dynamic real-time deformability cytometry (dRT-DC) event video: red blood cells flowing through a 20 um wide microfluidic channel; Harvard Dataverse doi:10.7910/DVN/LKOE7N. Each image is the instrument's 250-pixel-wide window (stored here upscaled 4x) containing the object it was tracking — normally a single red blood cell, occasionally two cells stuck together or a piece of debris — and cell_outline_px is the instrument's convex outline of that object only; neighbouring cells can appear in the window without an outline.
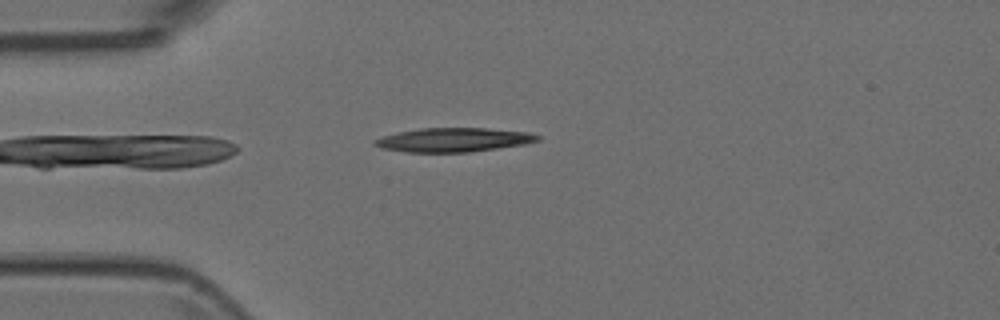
{"species": "Egyptian fruit bat (a non-hibernating species)", "species_latin": "Rousettus aegyptiacus", "temperature_condition": "room temperature", "stored_images_in_passage": 7, "camera_frame_rate_fps": 3000, "um_per_image_px": 0.085, "animal": {"sex": "female"}, "frame": {"image": 1, "passage_image": 3, "time_ms": 0.667, "image_size_px": [1000, 320], "cell_outline_px": [[540, 140], [524, 144], [468, 152], [404, 152], [380, 148], [372, 144], [372, 140], [380, 136], [396, 132], [420, 128], [488, 128], [528, 132], [540, 136]], "centroid_in_image_um": [38.47, 11.88], "position_along_channel_um": 46.5, "area_um2": 22.95}}
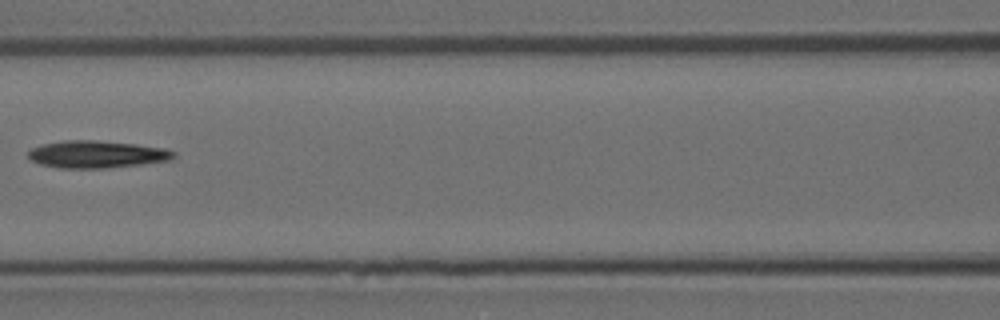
{"frame": {"image": 2, "passage_image": 6, "time_ms": 1.667, "image_size_px": [1000, 320], "cell_outline_px": [[176, 156], [168, 160], [140, 164], [108, 168], [60, 168], [40, 164], [32, 160], [28, 156], [28, 152], [32, 148], [44, 144], [64, 140], [96, 140], [136, 144], [164, 148], [176, 152]], "centroid_in_image_um": [8.22, 13.11], "position_along_channel_um": 158.4, "area_um2": 23.0}}
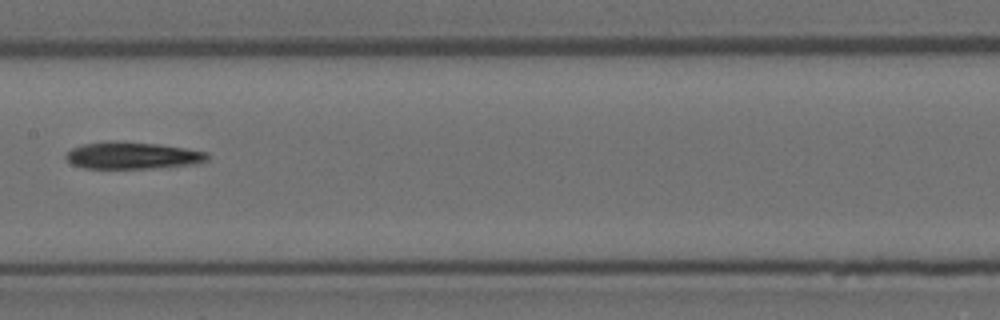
{"frame": {"image": 3, "passage_image": 7, "time_ms": 2.0, "image_size_px": [1000, 320], "cell_outline_px": [[208, 160], [196, 164], [152, 168], [84, 168], [72, 164], [64, 156], [72, 148], [84, 144], [108, 140], [120, 140], [160, 144], [208, 152]], "centroid_in_image_um": [11.26, 13.2], "position_along_channel_um": 196.1, "area_um2": 22.43}}